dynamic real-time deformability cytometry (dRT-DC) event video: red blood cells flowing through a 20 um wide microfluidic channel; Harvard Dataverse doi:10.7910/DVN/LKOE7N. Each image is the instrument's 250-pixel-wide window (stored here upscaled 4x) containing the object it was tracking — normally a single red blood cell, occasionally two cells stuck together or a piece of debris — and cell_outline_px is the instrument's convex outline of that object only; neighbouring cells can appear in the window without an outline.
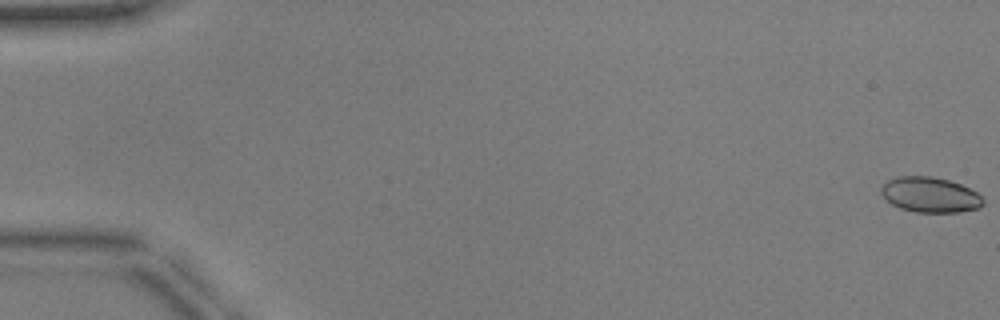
{"species": "common noctule bat (a hibernating species)", "species_latin": "Nyctalus noctula", "temperature_condition": "warm", "stored_images_in_passage": 52, "camera_frame_rate_fps": 3000, "um_per_image_px": 0.085, "animal": {"sex": "male", "body_mass_g": 17.9, "forearm_length_mm": 54.2}, "frame": {"image": 1, "passage_image": 1, "time_ms": 0.0, "image_size_px": [1000, 320], "cell_outline_px": [[984, 204], [980, 208], [960, 212], [916, 212], [900, 208], [892, 204], [880, 192], [880, 188], [888, 180], [900, 176], [932, 176], [948, 180], [960, 184], [976, 192], [984, 200]], "centroid_in_image_um": [79.07, 16.56], "position_along_channel_um": 5.9, "area_um2": 20.87}}
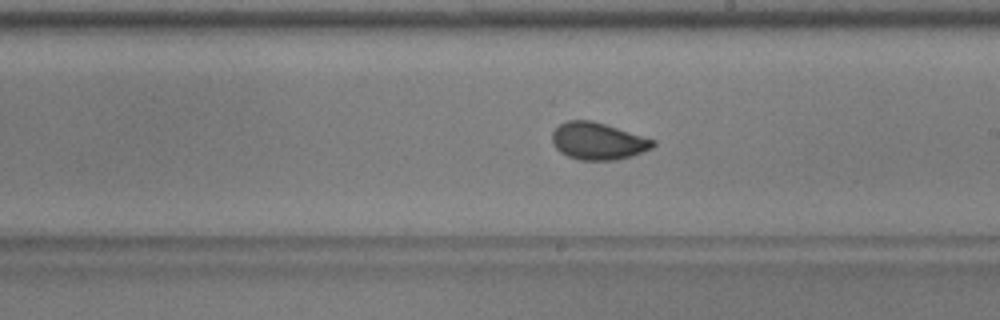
{"frame": {"image": 2, "passage_image": 31, "time_ms": 10.0, "image_size_px": [1000, 320], "cell_outline_px": [[656, 144], [652, 148], [632, 156], [616, 160], [580, 160], [568, 156], [560, 152], [552, 144], [552, 132], [560, 124], [568, 120], [592, 120], [656, 140]], "centroid_in_image_um": [50.82, 12.0], "position_along_channel_um": 238.2, "area_um2": 21.85}}
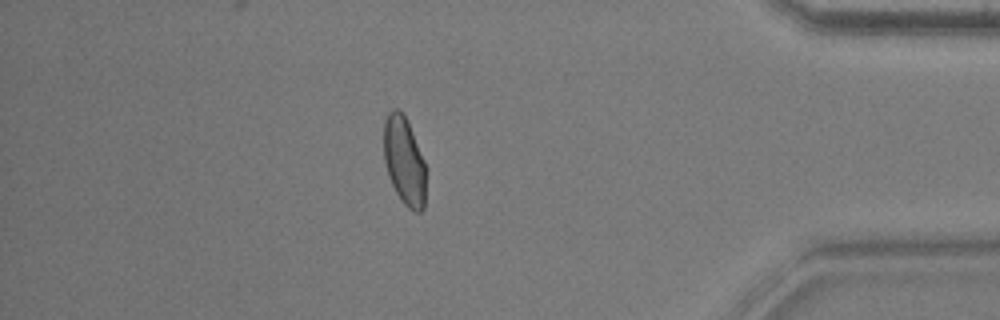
{"frame": {"image": 3, "passage_image": 46, "time_ms": 15.0, "image_size_px": [1000, 320], "cell_outline_px": [[428, 168], [424, 208], [420, 212], [416, 212], [408, 208], [400, 200], [388, 176], [384, 160], [384, 120], [388, 112], [392, 108], [396, 108], [404, 112], [408, 120]], "centroid_in_image_um": [34.4, 13.67], "position_along_channel_um": 400.8, "area_um2": 22.54}, "authors_computed_cell_mechanics": {"area_um2": 21.9062, "velocity_mm_per_s": 3.9458, "shape_relaxation_time_tau1_ms": 4.8476, "shape_relaxation_time_tau2_ms": 0.5977, "deformation_change_tau1": 0.1201, "deformation_change_tau2": 0.0481}}